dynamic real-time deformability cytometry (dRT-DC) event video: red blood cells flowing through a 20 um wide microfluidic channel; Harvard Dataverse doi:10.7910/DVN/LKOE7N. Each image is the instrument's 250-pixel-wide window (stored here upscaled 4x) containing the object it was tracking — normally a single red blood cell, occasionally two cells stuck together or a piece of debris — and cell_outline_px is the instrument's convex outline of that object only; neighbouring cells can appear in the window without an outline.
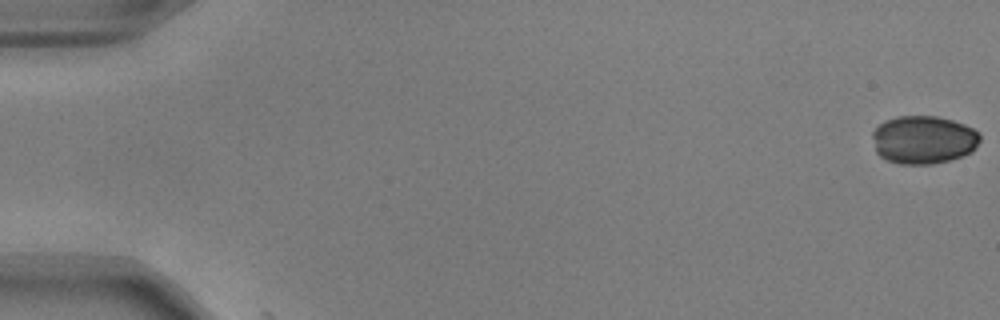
{"species": "common noctule bat (a hibernating species)", "species_latin": "Nyctalus noctula", "temperature_condition": "warm", "stored_images_in_passage": 3, "camera_frame_rate_fps": 3000, "um_per_image_px": 0.085, "animal": {"sex": "male", "body_mass_g": 17.9, "forearm_length_mm": 54.2}, "frame": {"image": 1, "passage_image": 1, "time_ms": 0.0, "image_size_px": [1000, 320], "cell_outline_px": [[980, 140], [972, 152], [948, 160], [932, 164], [900, 164], [888, 160], [880, 156], [876, 152], [872, 136], [872, 132], [884, 120], [896, 116], [936, 116], [952, 120], [964, 124], [972, 128], [980, 136]], "centroid_in_image_um": [78.47, 11.87], "position_along_channel_um": 6.5, "area_um2": 30.11}}